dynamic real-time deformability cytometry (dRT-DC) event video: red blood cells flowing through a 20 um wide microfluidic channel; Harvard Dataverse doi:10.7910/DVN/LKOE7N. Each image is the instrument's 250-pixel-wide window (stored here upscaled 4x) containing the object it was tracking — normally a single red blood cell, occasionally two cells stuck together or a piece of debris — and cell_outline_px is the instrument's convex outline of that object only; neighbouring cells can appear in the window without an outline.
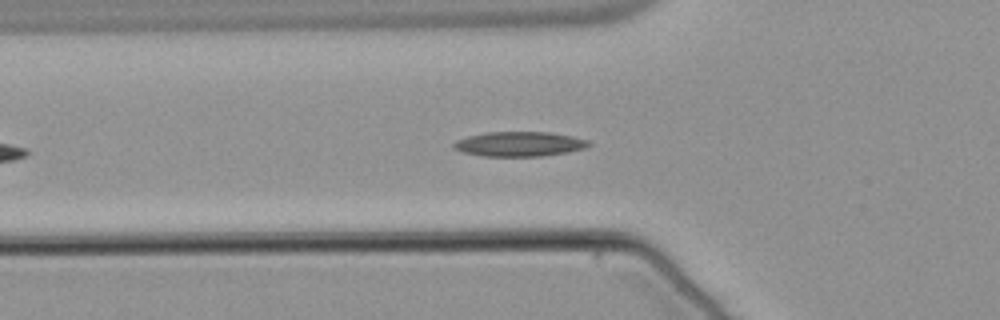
{"species": "common noctule bat (a hibernating species)", "species_latin": "Nyctalus noctula", "temperature_condition": "warm", "stored_images_in_passage": 31, "camera_frame_rate_fps": 3000, "um_per_image_px": 0.085, "animal": {"sex": "male", "body_mass_g": 21.5, "forearm_length_mm": 52.0}, "frame": {"image": 1, "passage_image": 2, "time_ms": 0.333, "image_size_px": [1000, 320], "cell_outline_px": [[592, 144], [584, 148], [568, 152], [540, 156], [484, 156], [464, 152], [452, 148], [452, 144], [456, 140], [468, 136], [488, 132], [552, 132], [572, 136], [588, 140]], "centroid_in_image_um": [44.15, 12.23], "position_along_channel_um": 81.7, "area_um2": 19.42}}
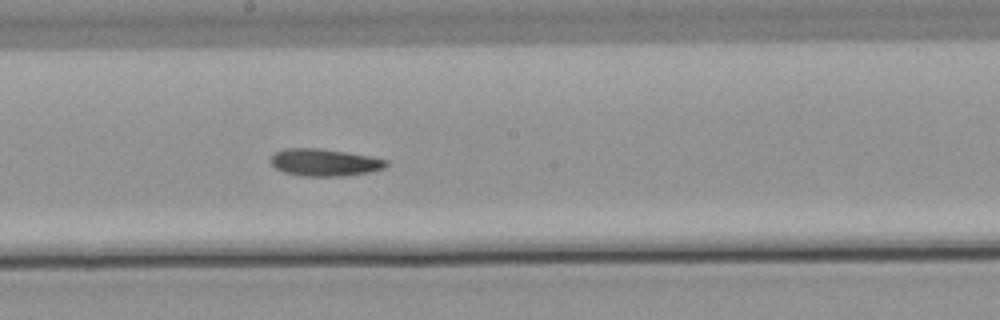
{"frame": {"image": 2, "passage_image": 13, "time_ms": 4.0, "image_size_px": [1000, 320], "cell_outline_px": [[388, 164], [384, 168], [368, 172], [344, 176], [304, 176], [284, 172], [276, 168], [268, 160], [276, 152], [284, 148], [320, 148], [368, 156], [388, 160]], "centroid_in_image_um": [27.55, 13.8], "position_along_channel_um": 220.6, "area_um2": 18.21}}
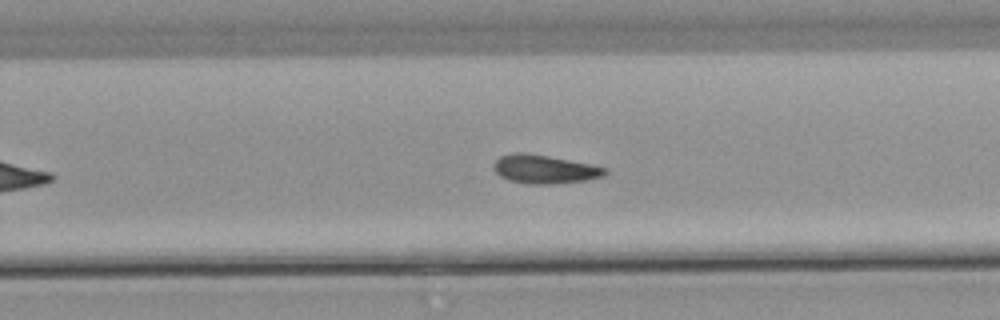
{"frame": {"image": 3, "passage_image": 18, "time_ms": 5.667, "image_size_px": [1000, 320], "cell_outline_px": [[608, 172], [604, 176], [584, 180], [548, 184], [532, 184], [508, 180], [500, 176], [496, 172], [492, 164], [500, 156], [512, 152], [524, 152], [548, 156], [592, 164], [608, 168]], "centroid_in_image_um": [46.28, 14.37], "position_along_channel_um": 283.5, "area_um2": 18.55}}